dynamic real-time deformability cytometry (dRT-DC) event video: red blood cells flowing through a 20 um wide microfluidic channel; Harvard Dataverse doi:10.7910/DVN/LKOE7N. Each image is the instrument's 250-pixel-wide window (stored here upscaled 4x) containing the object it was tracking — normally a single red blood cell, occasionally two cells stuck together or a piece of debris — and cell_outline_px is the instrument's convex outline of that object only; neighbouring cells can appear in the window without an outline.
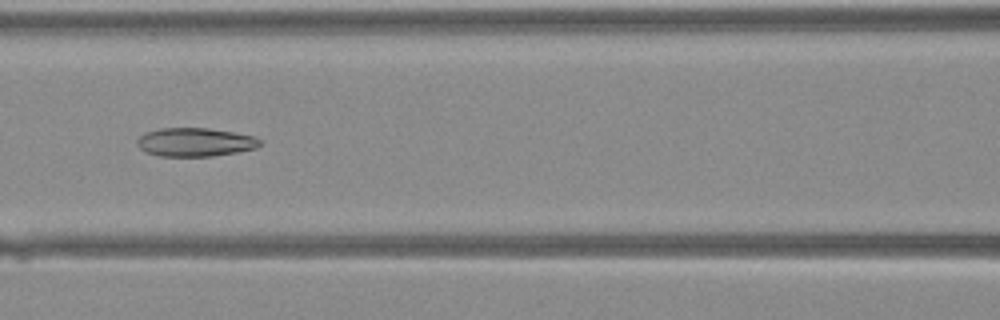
{"species": "Egyptian fruit bat (a non-hibernating species)", "species_latin": "Rousettus aegyptiacus", "temperature_condition": "warm", "stored_images_in_passage": 29, "camera_frame_rate_fps": 3000, "um_per_image_px": 0.085, "animal": {"sex": "female"}, "frame": {"image": 1, "passage_image": 7, "time_ms": 2.0, "image_size_px": [1000, 320], "cell_outline_px": [[264, 140], [256, 148], [236, 152], [212, 156], [160, 156], [148, 152], [140, 148], [136, 144], [136, 140], [140, 136], [148, 132], [160, 128], [208, 128], [256, 136]], "centroid_in_image_um": [16.62, 12.08], "position_along_channel_um": 150.0, "area_um2": 20.4}}
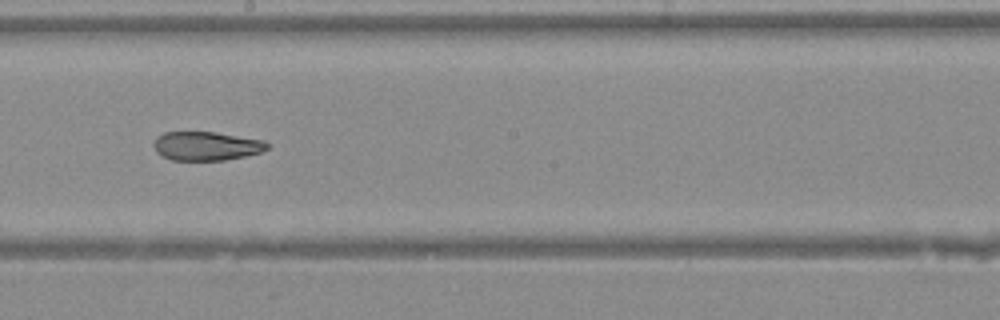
{"frame": {"image": 2, "passage_image": 12, "time_ms": 3.667, "image_size_px": [1000, 320], "cell_outline_px": [[268, 148], [260, 152], [244, 156], [224, 160], [172, 160], [156, 152], [156, 136], [164, 132], [216, 132], [264, 140], [268, 144]], "centroid_in_image_um": [17.56, 12.4], "position_along_channel_um": 230.6, "area_um2": 18.84}}
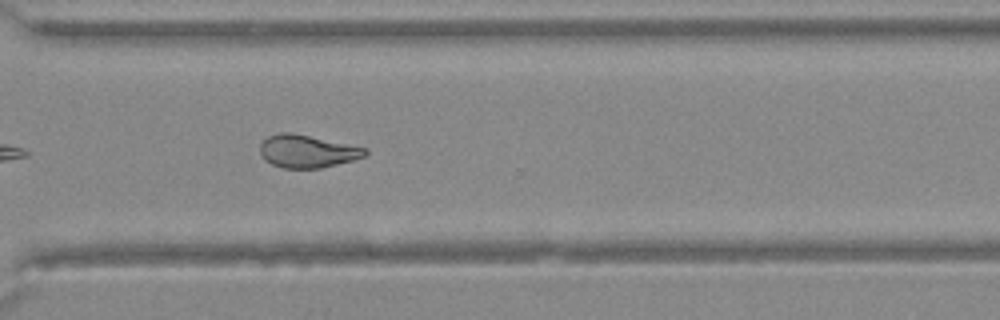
{"frame": {"image": 3, "passage_image": 19, "time_ms": 6.0, "image_size_px": [1000, 320], "cell_outline_px": [[368, 152], [364, 156], [352, 160], [320, 168], [284, 168], [272, 164], [264, 160], [260, 152], [260, 144], [268, 136], [280, 132], [292, 132], [368, 148]], "centroid_in_image_um": [26.1, 12.85], "position_along_channel_um": 344.5, "area_um2": 20.0}}